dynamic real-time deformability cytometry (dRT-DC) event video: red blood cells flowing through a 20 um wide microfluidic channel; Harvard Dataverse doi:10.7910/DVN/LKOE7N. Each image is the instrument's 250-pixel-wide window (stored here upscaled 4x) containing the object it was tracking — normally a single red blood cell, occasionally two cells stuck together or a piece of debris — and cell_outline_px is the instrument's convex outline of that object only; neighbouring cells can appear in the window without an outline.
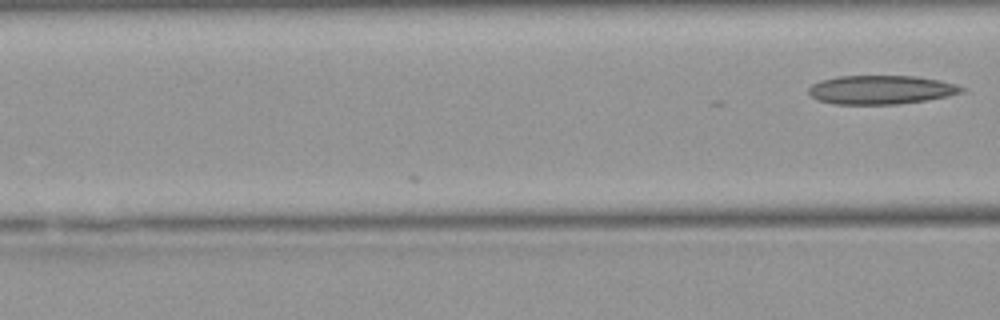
{"species": "Egyptian fruit bat (a non-hibernating species)", "species_latin": "Rousettus aegyptiacus", "temperature_condition": "warm", "stored_images_in_passage": 7, "camera_frame_rate_fps": 3000, "um_per_image_px": 0.085, "animal": {"sex": "female"}, "frame": {"image": 1, "passage_image": 7, "time_ms": 2.0, "image_size_px": [1000, 320], "cell_outline_px": [[964, 92], [948, 96], [924, 100], [896, 104], [836, 104], [816, 100], [808, 92], [808, 88], [812, 84], [820, 80], [840, 76], [916, 76], [940, 80], [956, 84], [964, 88]], "centroid_in_image_um": [74.87, 7.62], "position_along_channel_um": 91.7, "area_um2": 25.66}}